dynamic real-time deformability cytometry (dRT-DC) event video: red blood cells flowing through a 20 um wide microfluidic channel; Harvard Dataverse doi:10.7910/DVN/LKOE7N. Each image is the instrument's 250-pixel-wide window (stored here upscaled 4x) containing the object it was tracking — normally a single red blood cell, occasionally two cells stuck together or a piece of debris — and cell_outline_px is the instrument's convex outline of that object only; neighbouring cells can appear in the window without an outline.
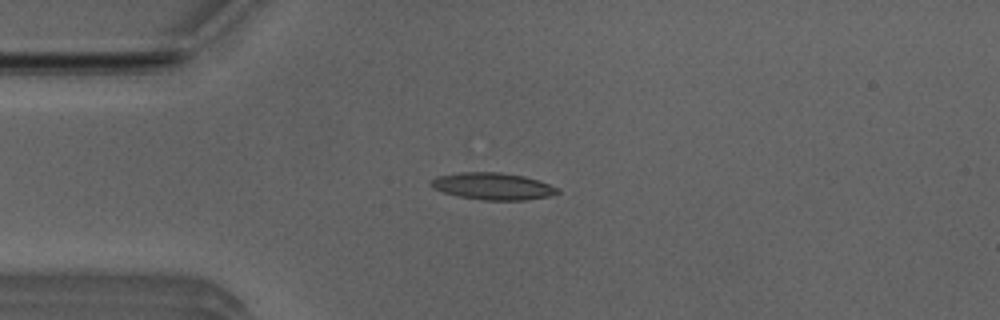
{"species": "Egyptian fruit bat (a non-hibernating species)", "species_latin": "Rousettus aegyptiacus", "temperature_condition": "room temperature", "stored_images_in_passage": 44, "camera_frame_rate_fps": 3000, "um_per_image_px": 0.085, "animal": {"sex": "male"}, "frame": {"image": 1, "passage_image": 5, "time_ms": 1.333, "image_size_px": [1000, 320], "cell_outline_px": [[560, 192], [548, 196], [524, 200], [484, 200], [460, 196], [444, 192], [432, 188], [428, 184], [436, 176], [460, 172], [500, 172], [524, 176], [560, 188]], "centroid_in_image_um": [41.86, 15.82], "position_along_channel_um": 43.1, "area_um2": 19.77}}
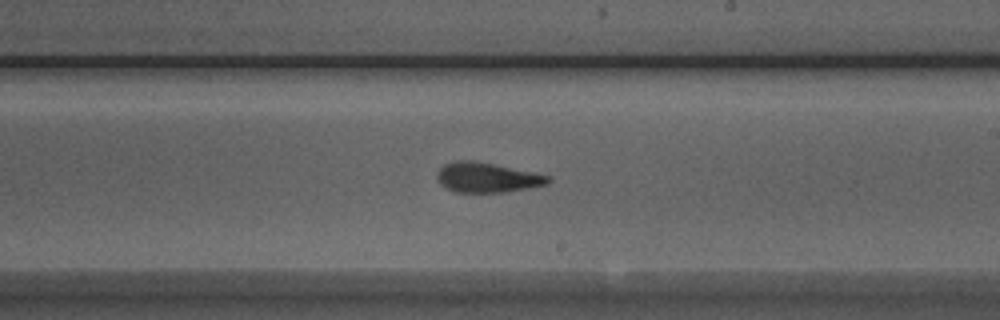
{"frame": {"image": 2, "passage_image": 22, "time_ms": 7.0, "image_size_px": [1000, 320], "cell_outline_px": [[552, 180], [548, 184], [504, 192], [456, 192], [440, 184], [436, 180], [436, 172], [444, 164], [460, 160], [472, 160], [492, 164], [548, 176]], "centroid_in_image_um": [41.33, 15.09], "position_along_channel_um": 247.7, "area_um2": 18.96}}
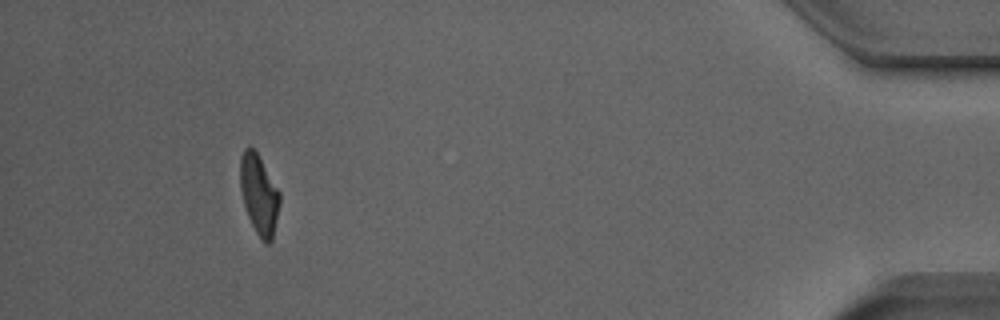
{"frame": {"image": 3, "passage_image": 40, "time_ms": 13.0, "image_size_px": [1000, 320], "cell_outline_px": [[280, 204], [272, 240], [268, 244], [264, 244], [260, 240], [248, 216], [244, 204], [240, 188], [240, 156], [244, 148], [252, 148], [256, 152], [280, 192]], "centroid_in_image_um": [22.02, 16.57], "position_along_channel_um": 413.2, "area_um2": 18.26}, "authors_computed_cell_mechanics": {"area_um2": 19.3052, "velocity_mm_per_s": 3.937, "shape_relaxation_time_tau1_ms": 6.6267, "shape_relaxation_time_tau2_ms": 1.5558, "deformation_change_tau1": 0.2269, "deformation_change_tau2": 0.1055}}